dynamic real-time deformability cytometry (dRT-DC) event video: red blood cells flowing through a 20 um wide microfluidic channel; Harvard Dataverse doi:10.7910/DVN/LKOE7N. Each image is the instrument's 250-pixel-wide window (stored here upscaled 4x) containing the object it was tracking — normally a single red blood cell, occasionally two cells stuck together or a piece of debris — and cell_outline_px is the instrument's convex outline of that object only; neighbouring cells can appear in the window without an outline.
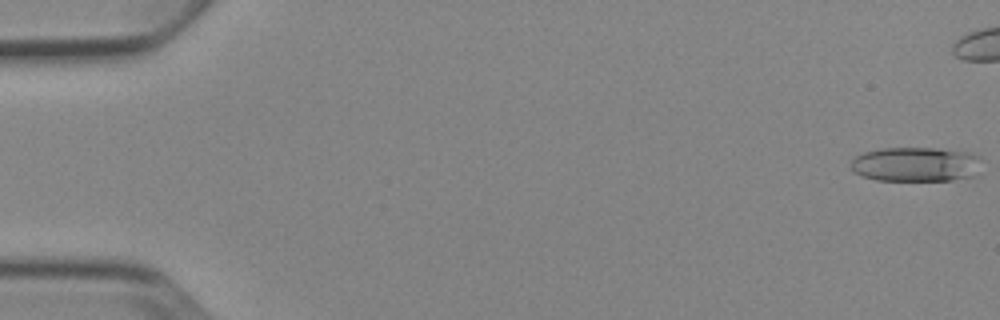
{"species": "Egyptian fruit bat (a non-hibernating species)", "species_latin": "Rousettus aegyptiacus", "temperature_condition": "cold", "stored_images_in_passage": 8, "camera_frame_rate_fps": 3000, "um_per_image_px": 0.085, "animal": {"sex": "female"}, "frame": {"image": 1, "passage_image": 1, "time_ms": 0.0, "image_size_px": [1000, 320], "cell_outline_px": [[980, 156], [972, 176], [952, 180], [876, 180], [860, 176], [852, 168], [852, 160], [856, 156], [864, 152], [880, 148], [936, 148], [972, 152]], "centroid_in_image_um": [77.8, 13.95], "position_along_channel_um": 7.2, "area_um2": 26.07}}
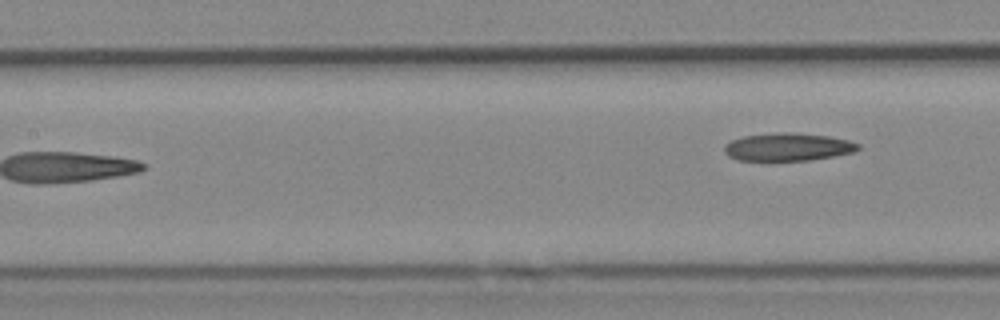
{"frame": {"image": 2, "passage_image": 8, "time_ms": 9.0, "image_size_px": [1000, 320], "cell_outline_px": [[860, 148], [856, 152], [812, 160], [768, 164], [736, 160], [728, 156], [724, 152], [724, 144], [732, 140], [744, 136], [780, 132], [792, 132], [828, 136], [848, 140], [860, 144]], "centroid_in_image_um": [66.92, 12.55], "position_along_channel_um": 140.5, "area_um2": 22.89}}